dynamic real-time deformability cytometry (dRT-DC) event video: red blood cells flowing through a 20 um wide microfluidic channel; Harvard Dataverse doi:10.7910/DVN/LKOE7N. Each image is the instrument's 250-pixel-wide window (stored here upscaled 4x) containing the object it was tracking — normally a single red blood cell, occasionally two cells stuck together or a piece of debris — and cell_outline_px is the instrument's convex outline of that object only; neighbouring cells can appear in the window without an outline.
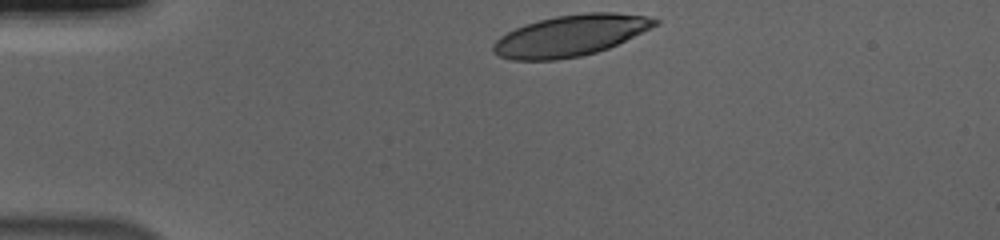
{"species": "human", "species_latin": "Homo sapiens", "temperature_condition": "cold", "stored_images_in_passage": 35, "camera_frame_rate_fps": 3000, "um_per_image_px": 0.085, "donor": {"sex": "male"}, "frame": {"image": 1, "passage_image": 1, "time_ms": 0.0, "image_size_px": [1000, 240], "cell_outline_px": [[660, 24], [608, 48], [596, 52], [580, 56], [556, 60], [512, 60], [500, 56], [492, 52], [492, 44], [500, 36], [524, 24], [556, 16], [588, 12], [616, 12], [644, 16], [660, 20]], "centroid_in_image_um": [48.48, 3.02], "position_along_channel_um": 36.5, "area_um2": 38.67}}
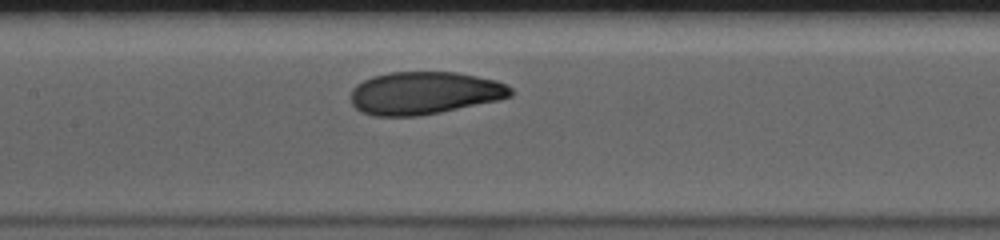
{"frame": {"image": 2, "passage_image": 16, "time_ms": 5.0, "image_size_px": [1000, 240], "cell_outline_px": [[512, 96], [500, 100], [440, 112], [416, 116], [376, 116], [360, 112], [352, 104], [352, 88], [356, 84], [372, 76], [388, 72], [456, 72], [496, 80], [512, 88]], "centroid_in_image_um": [36.06, 7.9], "position_along_channel_um": 171.3, "area_um2": 39.82}}
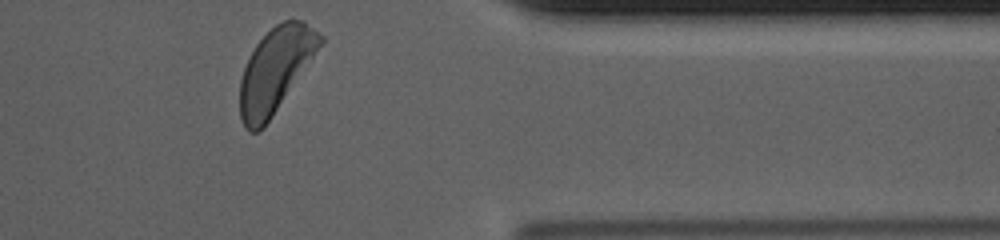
{"frame": {"image": 3, "passage_image": 35, "time_ms": 11.333, "image_size_px": [1000, 240], "cell_outline_px": [[324, 40], [268, 120], [256, 132], [248, 132], [244, 128], [240, 116], [240, 80], [244, 68], [256, 44], [276, 24], [284, 20], [304, 20], [324, 36]], "centroid_in_image_um": [23.39, 5.91], "position_along_channel_um": 388.0, "area_um2": 38.09}, "authors_computed_cell_mechanics": {"area_um2": 39.593, "velocity_mm_per_s": 3.643, "shape_relaxation_time_tau1_ms": 2.3025, "shape_relaxation_time_tau2_ms": 2.2719, "deformation_change_tau1": 0.1252, "deformation_change_tau2": 0.0793}}